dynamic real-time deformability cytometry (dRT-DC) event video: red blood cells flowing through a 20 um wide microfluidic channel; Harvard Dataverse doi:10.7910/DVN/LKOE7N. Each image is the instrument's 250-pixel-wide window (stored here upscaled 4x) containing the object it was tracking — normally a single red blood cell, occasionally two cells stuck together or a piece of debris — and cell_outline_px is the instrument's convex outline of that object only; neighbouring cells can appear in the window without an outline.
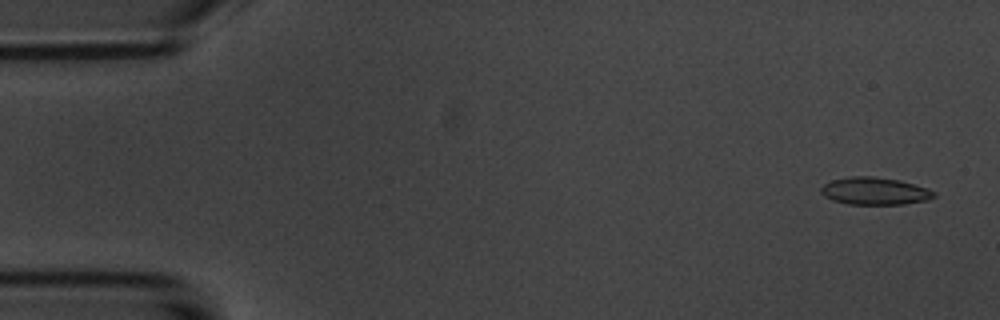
{"species": "common noctule bat (a hibernating species)", "species_latin": "Nyctalus noctula", "temperature_condition": "room temperature", "stored_images_in_passage": 5, "camera_frame_rate_fps": 3000, "um_per_image_px": 0.085, "animal": {"sex": "male", "body_mass_g": 20.1, "forearm_length_mm": 53.5}, "frame": {"image": 1, "passage_image": 1, "time_ms": 0.0, "image_size_px": [1000, 320], "cell_outline_px": [[936, 196], [928, 200], [904, 204], [848, 204], [832, 200], [824, 196], [820, 192], [820, 188], [824, 184], [832, 180], [848, 176], [872, 176], [900, 180], [928, 188], [936, 192]], "centroid_in_image_um": [74.36, 16.24], "position_along_channel_um": 10.6, "area_um2": 18.21}}